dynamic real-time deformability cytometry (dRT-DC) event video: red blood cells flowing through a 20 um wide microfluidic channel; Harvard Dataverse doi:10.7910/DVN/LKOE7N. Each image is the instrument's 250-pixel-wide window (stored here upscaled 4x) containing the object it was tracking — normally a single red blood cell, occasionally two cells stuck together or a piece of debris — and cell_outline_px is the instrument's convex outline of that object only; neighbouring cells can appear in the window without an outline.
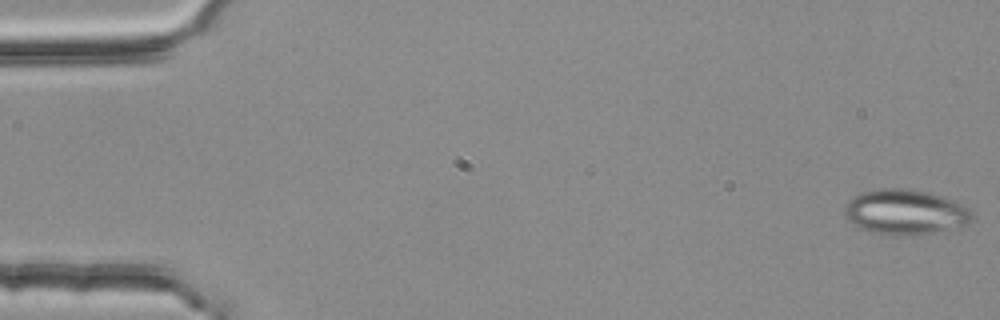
{"species": "common noctule bat (a hibernating species)", "species_latin": "Nyctalus noctula", "temperature_condition": "room temperature", "stored_images_in_passage": 20, "camera_frame_rate_fps": 3000, "um_per_image_px": 0.085, "animal": {"sex": "female", "body_mass_g": 25.1}, "frame": {"image": 1, "passage_image": 1, "time_ms": 0.0, "image_size_px": [1000, 320], "cell_outline_px": [[976, 216], [968, 224], [928, 232], [896, 236], [872, 232], [860, 228], [848, 220], [844, 212], [844, 208], [848, 200], [852, 196], [864, 192], [884, 188], [900, 188], [928, 192], [956, 200], [968, 208]], "centroid_in_image_um": [76.94, 18.0], "position_along_channel_um": 8.1, "area_um2": 33.23}}